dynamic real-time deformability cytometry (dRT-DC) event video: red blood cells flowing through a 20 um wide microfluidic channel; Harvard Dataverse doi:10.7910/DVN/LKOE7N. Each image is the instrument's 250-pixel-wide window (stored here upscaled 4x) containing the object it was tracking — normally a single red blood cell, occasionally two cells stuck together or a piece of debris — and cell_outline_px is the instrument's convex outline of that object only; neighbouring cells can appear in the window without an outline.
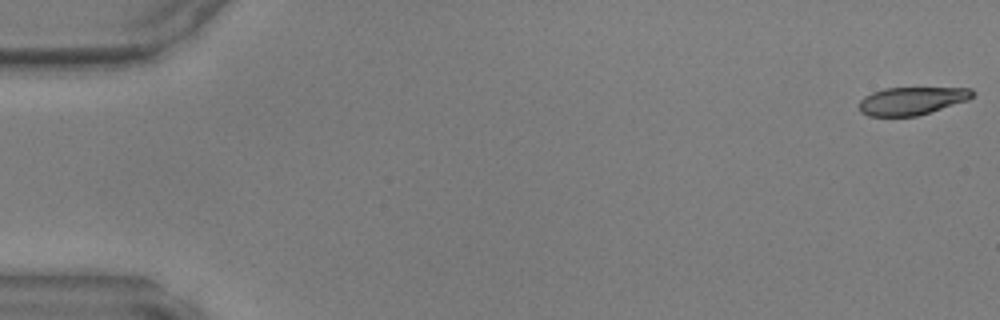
{"species": "common noctule bat (a hibernating species)", "species_latin": "Nyctalus noctula", "temperature_condition": "warm", "stored_images_in_passage": 10, "camera_frame_rate_fps": 3000, "um_per_image_px": 0.085, "animal": {"sex": "male", "body_mass_g": 17.9, "forearm_length_mm": 54.2}, "frame": {"image": 1, "passage_image": 1, "time_ms": 0.0, "image_size_px": [1000, 320], "cell_outline_px": [[976, 92], [968, 100], [916, 116], [868, 116], [860, 112], [860, 100], [864, 96], [872, 92], [884, 88], [972, 88]], "centroid_in_image_um": [77.49, 8.56], "position_along_channel_um": 7.5, "area_um2": 18.32}}